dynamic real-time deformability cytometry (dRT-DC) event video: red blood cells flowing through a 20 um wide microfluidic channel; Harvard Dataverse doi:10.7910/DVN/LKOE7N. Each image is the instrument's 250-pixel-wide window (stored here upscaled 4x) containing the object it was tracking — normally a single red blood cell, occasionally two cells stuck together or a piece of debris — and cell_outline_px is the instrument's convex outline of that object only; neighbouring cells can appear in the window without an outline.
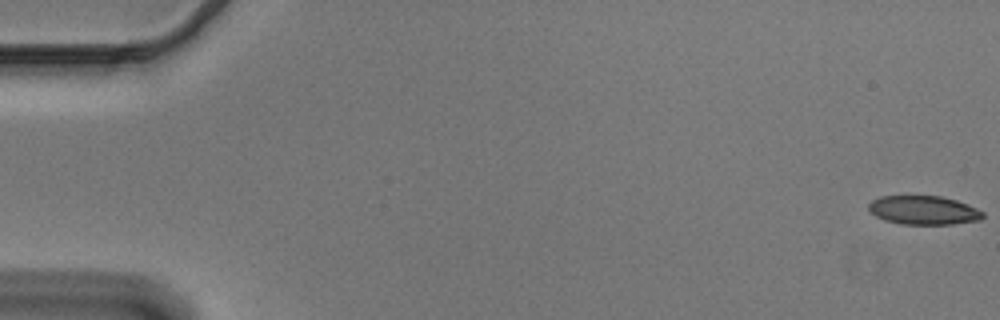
{"species": "Egyptian fruit bat (a non-hibernating species)", "species_latin": "Rousettus aegyptiacus", "temperature_condition": "cold", "stored_images_in_passage": 56, "camera_frame_rate_fps": 3000, "um_per_image_px": 0.085, "animal": {"sex": "male"}, "frame": {"image": 1, "passage_image": 1, "time_ms": 0.0, "image_size_px": [1000, 320], "cell_outline_px": [[984, 216], [980, 220], [952, 224], [900, 224], [884, 220], [876, 216], [868, 208], [868, 204], [872, 200], [880, 196], [940, 196], [956, 200], [968, 204], [984, 212]], "centroid_in_image_um": [78.51, 17.87], "position_along_channel_um": 6.5, "area_um2": 19.19}}
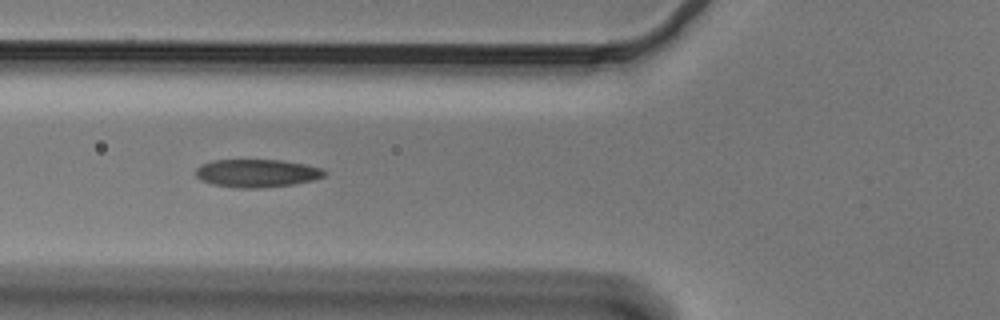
{"frame": {"image": 2, "passage_image": 21, "time_ms": 6.667, "image_size_px": [1000, 320], "cell_outline_px": [[328, 172], [324, 176], [312, 180], [292, 184], [256, 188], [240, 188], [212, 184], [200, 180], [196, 176], [196, 168], [200, 164], [212, 160], [280, 160], [304, 164], [324, 168]], "centroid_in_image_um": [21.82, 14.71], "position_along_channel_um": 104.0, "area_um2": 20.98}}
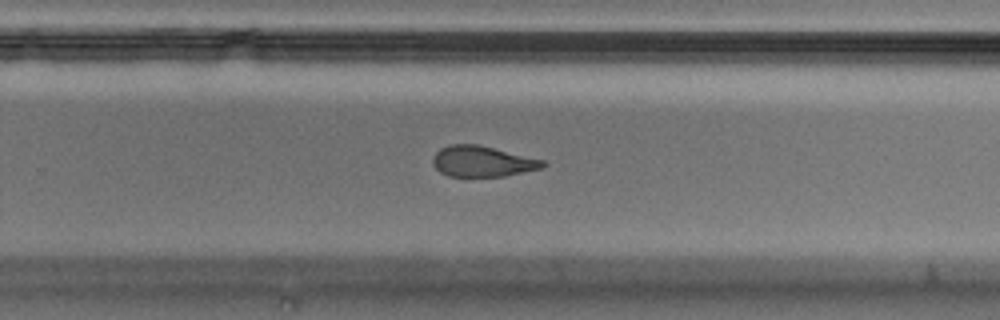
{"frame": {"image": 3, "passage_image": 36, "time_ms": 11.667, "image_size_px": [1000, 320], "cell_outline_px": [[548, 164], [540, 168], [504, 176], [448, 176], [440, 172], [432, 164], [432, 156], [440, 148], [448, 144], [476, 144], [544, 160]], "centroid_in_image_um": [40.95, 13.71], "position_along_channel_um": 288.9, "area_um2": 19.59}, "authors_computed_cell_mechanics": {"area_um2": 20.9814, "velocity_mm_per_s": 3.697, "shape_relaxation_time_tau1_ms": 10.0655, "shape_relaxation_time_tau2_ms": 3.614, "deformation_change_tau1": 0.2063, "deformation_change_tau2": 0.0993}}